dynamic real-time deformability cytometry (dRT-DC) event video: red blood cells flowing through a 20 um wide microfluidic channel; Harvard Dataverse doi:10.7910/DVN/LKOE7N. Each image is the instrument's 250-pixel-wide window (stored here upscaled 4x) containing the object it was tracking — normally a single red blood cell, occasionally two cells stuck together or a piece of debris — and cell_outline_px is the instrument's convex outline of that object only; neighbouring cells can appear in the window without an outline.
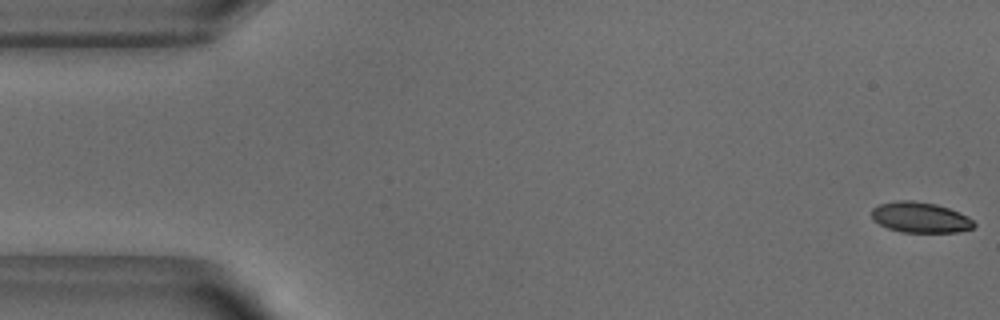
{"species": "common noctule bat (a hibernating species)", "species_latin": "Nyctalus noctula", "temperature_condition": "warm", "stored_images_in_passage": 18, "camera_frame_rate_fps": 3000, "um_per_image_px": 0.085, "animal": {"sex": "male", "body_mass_g": 18.8}, "frame": {"image": 1, "passage_image": 1, "time_ms": 0.0, "image_size_px": [1000, 320], "cell_outline_px": [[976, 224], [972, 228], [960, 232], [900, 232], [888, 228], [872, 220], [872, 208], [880, 204], [896, 200], [912, 200], [936, 204], [960, 212], [968, 216]], "centroid_in_image_um": [78.22, 18.48], "position_along_channel_um": 6.8, "area_um2": 18.32}}
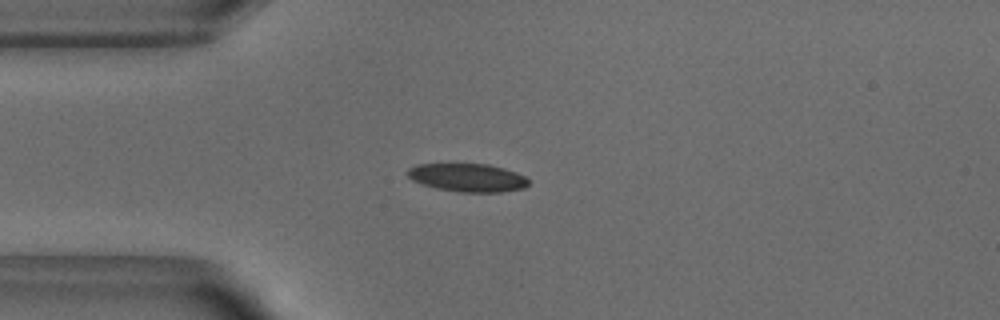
{"frame": {"image": 2, "passage_image": 13, "time_ms": 4.0, "image_size_px": [1000, 320], "cell_outline_px": [[528, 184], [524, 188], [500, 192], [460, 192], [436, 188], [412, 180], [408, 176], [408, 168], [416, 164], [488, 164], [504, 168], [516, 172], [524, 176], [528, 180]], "centroid_in_image_um": [39.75, 15.09], "position_along_channel_um": 45.3, "area_um2": 19.77}}